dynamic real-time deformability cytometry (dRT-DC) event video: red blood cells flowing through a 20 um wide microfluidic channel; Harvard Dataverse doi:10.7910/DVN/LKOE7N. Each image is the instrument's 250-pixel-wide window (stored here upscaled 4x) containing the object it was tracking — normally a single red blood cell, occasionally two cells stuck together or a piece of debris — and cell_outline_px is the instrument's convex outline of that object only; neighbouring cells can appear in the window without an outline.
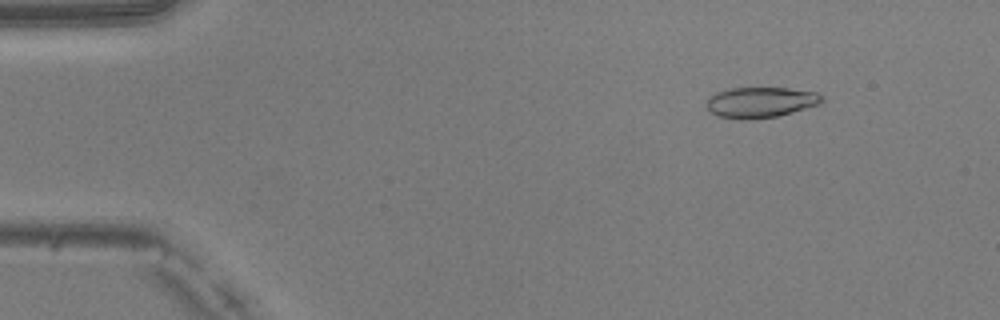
{"species": "common noctule bat (a hibernating species)", "species_latin": "Nyctalus noctula", "temperature_condition": "warm", "stored_images_in_passage": 50, "camera_frame_rate_fps": 3000, "um_per_image_px": 0.085, "animal": {"sex": "male", "body_mass_g": 20.5, "forearm_length_mm": 52.5}, "frame": {"image": 1, "passage_image": 6, "time_ms": 1.667, "image_size_px": [1000, 320], "cell_outline_px": [[824, 100], [820, 104], [792, 112], [776, 116], [752, 120], [740, 120], [716, 116], [708, 112], [704, 104], [708, 96], [716, 92], [732, 88], [788, 88], [816, 92], [824, 96]], "centroid_in_image_um": [64.58, 8.71], "position_along_channel_um": 20.4, "area_um2": 21.04}}
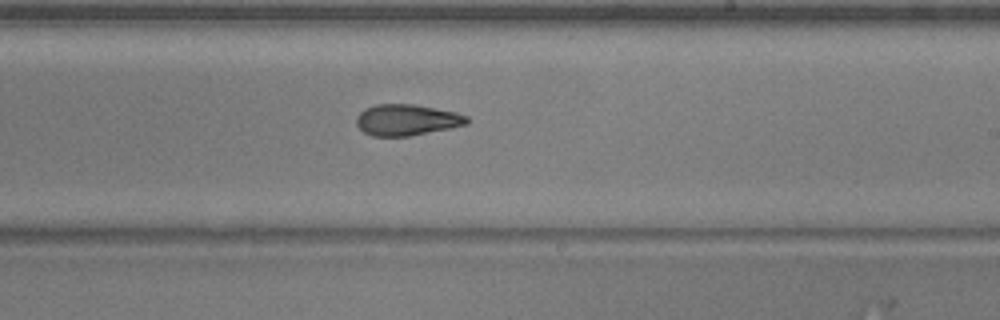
{"frame": {"image": 2, "passage_image": 30, "time_ms": 9.667, "image_size_px": [1000, 320], "cell_outline_px": [[468, 124], [452, 128], [408, 136], [372, 136], [364, 132], [356, 124], [356, 116], [364, 108], [376, 104], [412, 104], [456, 112], [468, 116]], "centroid_in_image_um": [34.56, 10.19], "position_along_channel_um": 254.4, "area_um2": 20.11}}
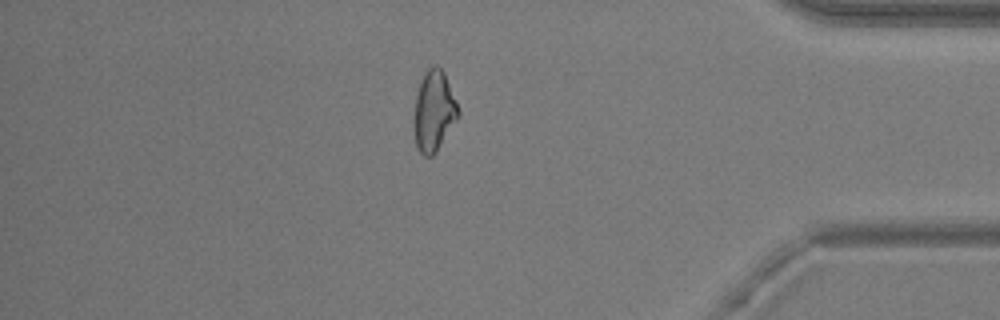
{"frame": {"image": 3, "passage_image": 43, "time_ms": 14.0, "image_size_px": [1000, 320], "cell_outline_px": [[460, 116], [436, 152], [432, 156], [424, 156], [420, 152], [416, 144], [416, 96], [420, 80], [424, 72], [432, 64], [436, 64], [444, 72], [456, 100], [460, 112]], "centroid_in_image_um": [36.93, 9.4], "position_along_channel_um": 398.3, "area_um2": 20.46}, "authors_computed_cell_mechanics": {"area_um2": 20.7791, "velocity_mm_per_s": 4.0574, "shape_relaxation_time_tau1_ms": 2.572, "shape_relaxation_time_tau2_ms": 2.7587, "deformation_change_tau1": 0.1431, "deformation_change_tau2": 0.1157}}